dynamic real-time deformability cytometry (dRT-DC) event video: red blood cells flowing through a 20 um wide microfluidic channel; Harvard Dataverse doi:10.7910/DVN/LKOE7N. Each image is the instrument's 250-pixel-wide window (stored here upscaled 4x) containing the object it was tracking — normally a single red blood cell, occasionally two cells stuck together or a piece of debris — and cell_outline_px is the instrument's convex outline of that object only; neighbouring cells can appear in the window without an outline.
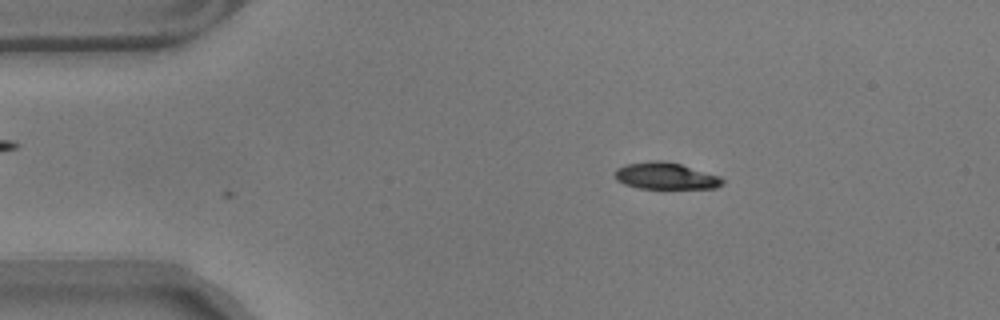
{"species": "common noctule bat (a hibernating species)", "species_latin": "Nyctalus noctula", "temperature_condition": "warm", "stored_images_in_passage": 6, "camera_frame_rate_fps": 3000, "um_per_image_px": 0.085, "animal": {"sex": "male", "body_mass_g": 17.9}, "frame": {"image": 1, "passage_image": 6, "time_ms": 1.667, "image_size_px": [1000, 320], "cell_outline_px": [[724, 184], [716, 188], [640, 188], [624, 184], [616, 180], [616, 168], [624, 164], [656, 160], [660, 160], [680, 164], [720, 176], [724, 180]], "centroid_in_image_um": [56.58, 14.95], "position_along_channel_um": 28.4, "area_um2": 16.65}}